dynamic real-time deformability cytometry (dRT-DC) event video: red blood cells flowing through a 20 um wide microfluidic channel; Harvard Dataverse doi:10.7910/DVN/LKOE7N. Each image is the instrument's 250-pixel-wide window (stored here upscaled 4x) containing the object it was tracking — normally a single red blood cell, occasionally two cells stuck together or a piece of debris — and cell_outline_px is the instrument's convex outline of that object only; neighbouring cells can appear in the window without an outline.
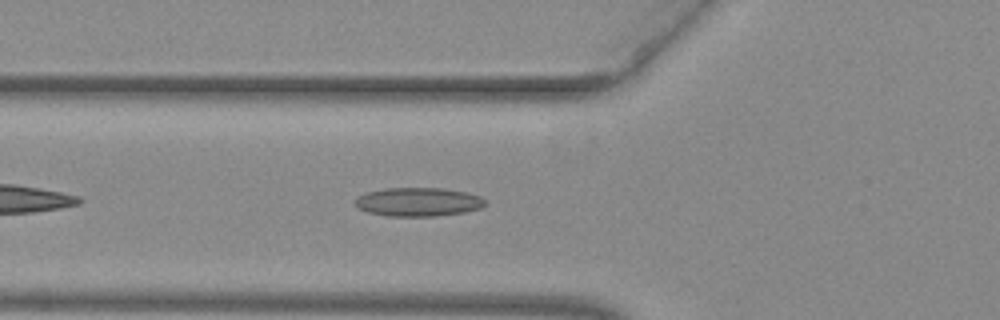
{"species": "common noctule bat (a hibernating species)", "species_latin": "Nyctalus noctula", "temperature_condition": "warm", "stored_images_in_passage": 38, "camera_frame_rate_fps": 3000, "um_per_image_px": 0.085, "animal": {"sex": "female", "body_mass_g": 29.2, "forearm_length_mm": 56.3}, "frame": {"image": 1, "passage_image": 5, "time_ms": 1.333, "image_size_px": [1000, 320], "cell_outline_px": [[488, 204], [480, 208], [464, 212], [436, 216], [388, 216], [368, 212], [360, 208], [356, 204], [356, 196], [368, 192], [384, 188], [444, 188], [464, 192], [480, 196]], "centroid_in_image_um": [35.56, 17.16], "position_along_channel_um": 90.2, "area_um2": 21.68}}
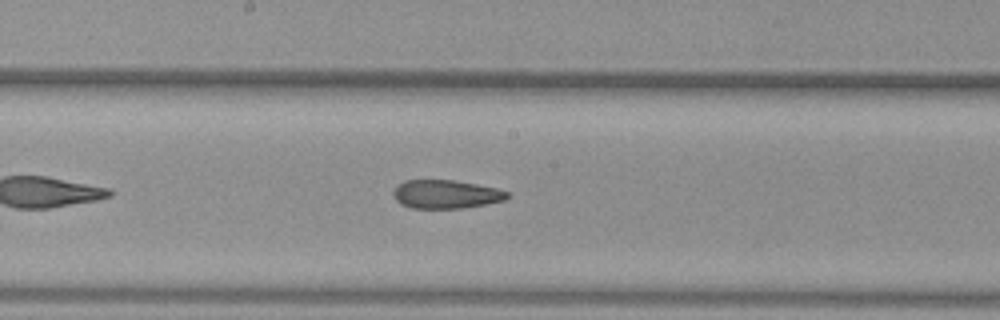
{"frame": {"image": 2, "passage_image": 14, "time_ms": 4.333, "image_size_px": [1000, 320], "cell_outline_px": [[512, 196], [504, 200], [464, 208], [412, 208], [400, 204], [396, 200], [392, 192], [404, 180], [456, 180], [496, 188], [508, 192]], "centroid_in_image_um": [37.91, 16.51], "position_along_channel_um": 210.3, "area_um2": 18.9}}
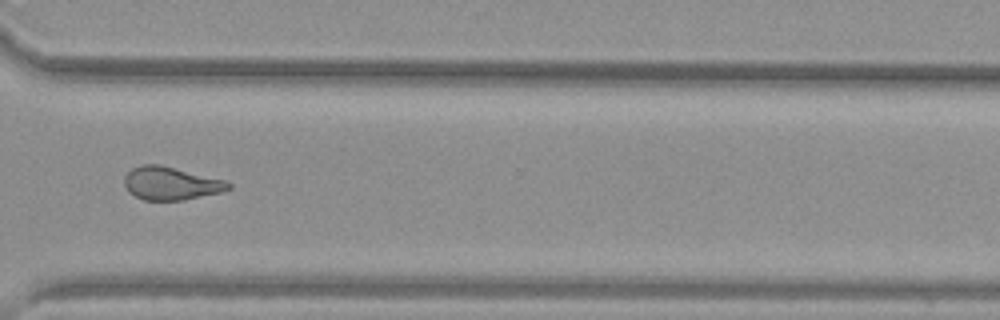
{"frame": {"image": 3, "passage_image": 25, "time_ms": 8.0, "image_size_px": [1000, 320], "cell_outline_px": [[232, 188], [220, 192], [184, 200], [144, 200], [128, 192], [124, 184], [124, 176], [132, 168], [144, 164], [160, 164], [224, 180], [232, 184]], "centroid_in_image_um": [14.5, 15.58], "position_along_channel_um": 356.1, "area_um2": 20.0}, "authors_computed_cell_mechanics": {"area_um2": 20.2011, "velocity_mm_per_s": 3.9811, "shape_relaxation_time_tau1_ms": null, "shape_relaxation_time_tau2_ms": 2.4989, "deformation_change_tau1": null, "deformation_change_tau2": 0.1065}}